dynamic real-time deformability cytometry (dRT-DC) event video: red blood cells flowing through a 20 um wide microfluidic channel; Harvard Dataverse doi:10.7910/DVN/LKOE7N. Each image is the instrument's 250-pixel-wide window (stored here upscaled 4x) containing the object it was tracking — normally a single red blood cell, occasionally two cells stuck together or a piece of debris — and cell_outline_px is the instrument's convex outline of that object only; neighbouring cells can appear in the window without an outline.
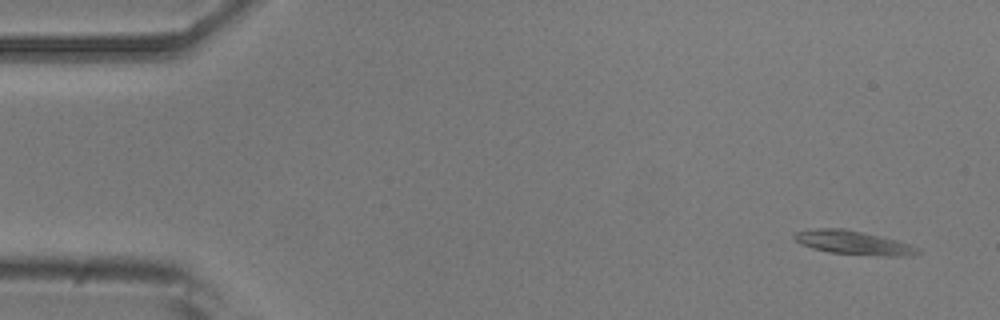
{"species": "common noctule bat (a hibernating species)", "species_latin": "Nyctalus noctula", "temperature_condition": "room temperature", "stored_images_in_passage": 42, "camera_frame_rate_fps": 3000, "um_per_image_px": 0.085, "animal": {"sex": "male", "body_mass_g": 20.5, "forearm_length_mm": 52.5}, "frame": {"image": 1, "passage_image": 1, "time_ms": 0.0, "image_size_px": [1000, 320], "cell_outline_px": [[924, 252], [912, 256], [884, 256], [832, 252], [812, 248], [800, 244], [792, 236], [796, 232], [816, 228], [844, 228], [864, 232], [896, 240], [920, 248]], "centroid_in_image_um": [72.58, 20.62], "position_along_channel_um": 12.4, "area_um2": 17.11}}
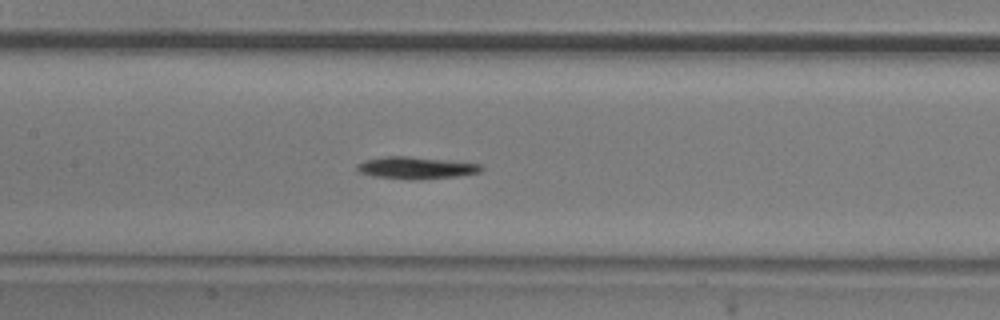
{"frame": {"image": 2, "passage_image": 23, "time_ms": 7.333, "image_size_px": [1000, 320], "cell_outline_px": [[484, 168], [480, 172], [456, 176], [416, 180], [412, 180], [376, 176], [360, 172], [356, 168], [356, 164], [364, 160], [384, 156], [408, 156], [480, 164]], "centroid_in_image_um": [35.33, 14.26], "position_along_channel_um": 172.1, "area_um2": 15.78}}
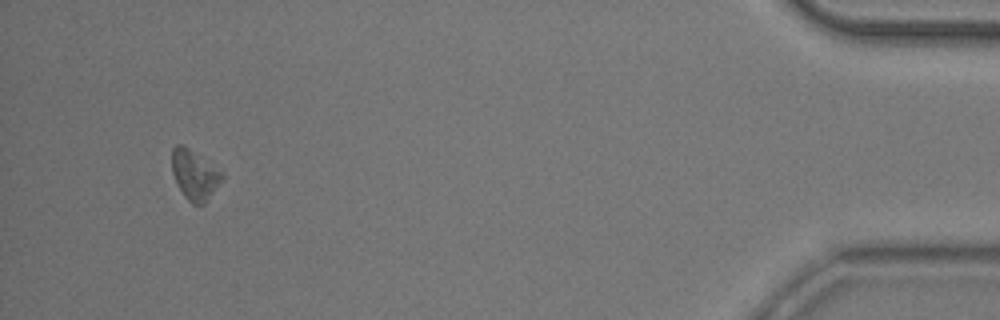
{"frame": {"image": 3, "passage_image": 41, "time_ms": 1682.667, "image_size_px": [1000, 320], "cell_outline_px": [[224, 180], [204, 204], [192, 204], [184, 196], [172, 172], [172, 148], [176, 144], [184, 144], [224, 176]], "centroid_in_image_um": [16.52, 14.87], "position_along_channel_um": 418.7, "area_um2": 14.16}}